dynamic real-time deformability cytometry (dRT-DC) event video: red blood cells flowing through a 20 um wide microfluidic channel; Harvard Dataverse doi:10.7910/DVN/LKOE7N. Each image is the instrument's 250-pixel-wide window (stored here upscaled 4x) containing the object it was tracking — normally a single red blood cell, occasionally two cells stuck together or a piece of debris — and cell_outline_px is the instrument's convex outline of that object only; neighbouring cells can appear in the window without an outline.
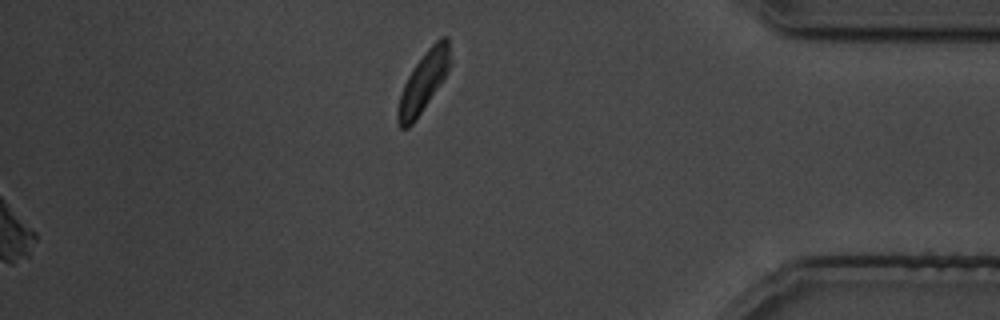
{"species": "common noctule bat (a hibernating species)", "species_latin": "Nyctalus noctula", "temperature_condition": "cold", "stored_images_in_passage": 32, "segment_of_instrument_passage": [2, 2], "camera_frame_rate_fps": 3000, "um_per_image_px": 0.085, "animal": {"sex": "male", "body_mass_g": 19.5, "forearm_length_mm": 54.6}, "frame": {"image": 1, "passage_image": 32, "time_ms": 35.333, "image_size_px": [1000, 320], "cell_outline_px": [[448, 72], [412, 124], [408, 128], [400, 128], [396, 124], [396, 112], [400, 96], [404, 84], [408, 76], [416, 64], [428, 48], [440, 36], [448, 36]], "centroid_in_image_um": [35.94, 7.0], "position_along_channel_um": 399.3, "area_um2": 17.63}}